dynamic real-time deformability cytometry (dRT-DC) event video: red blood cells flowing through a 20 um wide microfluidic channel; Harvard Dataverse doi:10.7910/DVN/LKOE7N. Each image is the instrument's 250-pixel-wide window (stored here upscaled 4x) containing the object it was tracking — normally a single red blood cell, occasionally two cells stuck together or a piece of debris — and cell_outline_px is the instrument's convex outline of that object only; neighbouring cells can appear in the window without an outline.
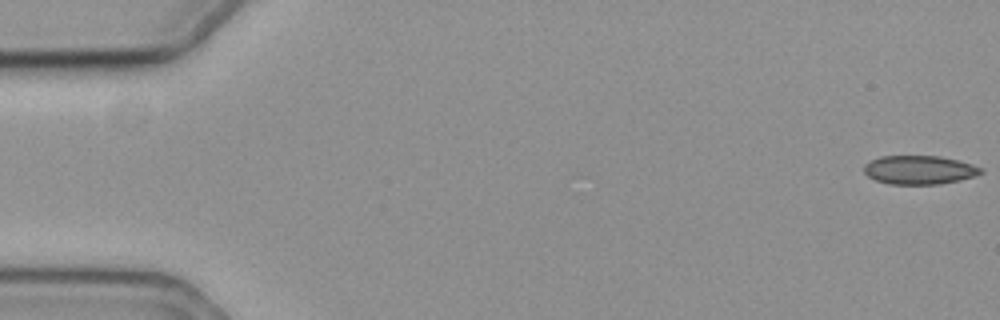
{"species": "common noctule bat (a hibernating species)", "species_latin": "Nyctalus noctula", "temperature_condition": "cold", "stored_images_in_passage": 59, "camera_frame_rate_fps": 3000, "um_per_image_px": 0.085, "animal": {"sex": "female", "body_mass_g": 19.3, "forearm_length_mm": 54.1}, "frame": {"image": 1, "passage_image": 1, "time_ms": 0.0, "image_size_px": [1000, 320], "cell_outline_px": [[984, 172], [976, 176], [960, 180], [940, 184], [888, 184], [876, 180], [868, 176], [864, 172], [864, 164], [880, 156], [940, 156], [972, 164], [984, 168]], "centroid_in_image_um": [78.17, 14.44], "position_along_channel_um": 6.8, "area_um2": 19.65}}
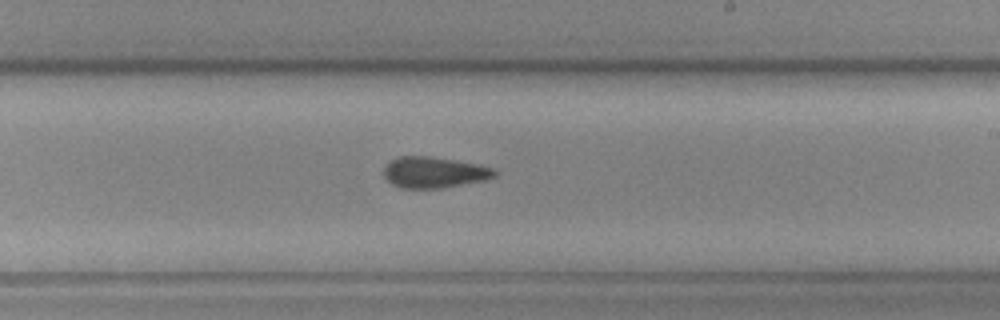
{"frame": {"image": 2, "passage_image": 35, "time_ms": 11.333, "image_size_px": [1000, 320], "cell_outline_px": [[496, 176], [484, 180], [440, 188], [400, 188], [392, 184], [384, 176], [384, 168], [388, 160], [400, 156], [428, 156], [476, 164], [492, 168], [496, 172]], "centroid_in_image_um": [36.84, 14.65], "position_along_channel_um": 252.2, "area_um2": 19.83}}
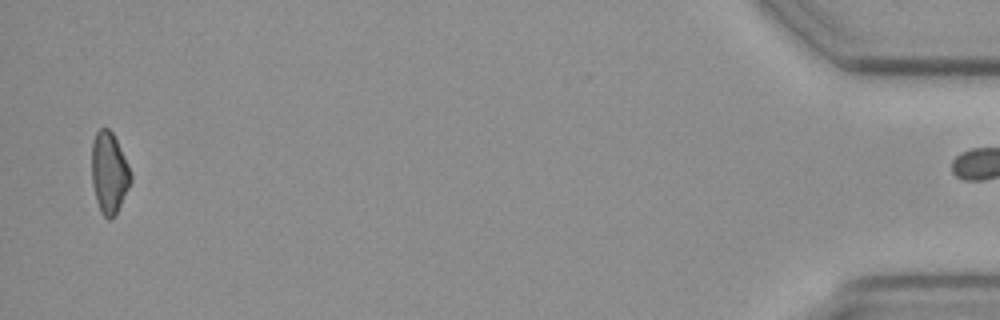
{"frame": {"image": 3, "passage_image": 58, "time_ms": 19.0, "image_size_px": [1000, 320], "cell_outline_px": [[132, 180], [116, 212], [108, 220], [100, 212], [96, 200], [92, 184], [92, 140], [96, 132], [100, 128], [108, 128], [112, 132], [128, 164], [132, 176]], "centroid_in_image_um": [9.26, 14.66], "position_along_channel_um": 425.9, "area_um2": 18.26}, "authors_computed_cell_mechanics": {"area_um2": 19.9988, "velocity_mm_per_s": 3.5115, "shape_relaxation_time_tau1_ms": null, "shape_relaxation_time_tau2_ms": 6.0882, "deformation_change_tau1": null, "deformation_change_tau2": 0.121}}